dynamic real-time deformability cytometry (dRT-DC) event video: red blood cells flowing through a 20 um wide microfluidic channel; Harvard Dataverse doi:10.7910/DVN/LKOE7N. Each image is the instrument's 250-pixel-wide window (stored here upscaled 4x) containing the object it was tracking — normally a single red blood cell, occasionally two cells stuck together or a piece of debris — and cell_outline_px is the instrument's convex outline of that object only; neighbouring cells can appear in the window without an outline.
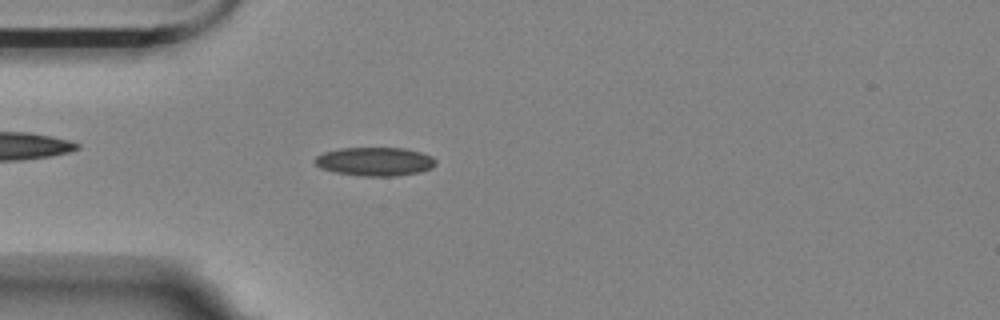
{"species": "Egyptian fruit bat (a non-hibernating species)", "species_latin": "Rousettus aegyptiacus", "temperature_condition": "room temperature", "stored_images_in_passage": 41, "camera_frame_rate_fps": 3000, "um_per_image_px": 0.085, "animal": {"sex": "female"}, "frame": {"image": 1, "passage_image": 1, "time_ms": 0.0, "image_size_px": [1000, 320], "cell_outline_px": [[436, 164], [432, 168], [420, 172], [396, 176], [364, 176], [332, 172], [320, 168], [312, 160], [316, 156], [324, 152], [340, 148], [404, 148], [420, 152], [432, 156], [436, 160]], "centroid_in_image_um": [31.85, 13.73], "position_along_channel_um": 53.1, "area_um2": 20.35}}
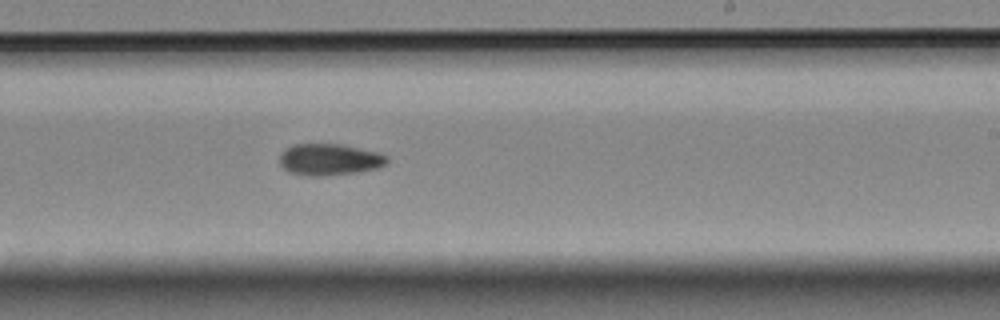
{"frame": {"image": 2, "passage_image": 19, "time_ms": 6.0, "image_size_px": [1000, 320], "cell_outline_px": [[388, 164], [376, 168], [356, 172], [324, 176], [312, 176], [288, 172], [280, 164], [280, 152], [284, 148], [292, 144], [340, 144], [376, 152], [388, 156]], "centroid_in_image_um": [27.97, 13.55], "position_along_channel_um": 261.0, "area_um2": 19.77}}
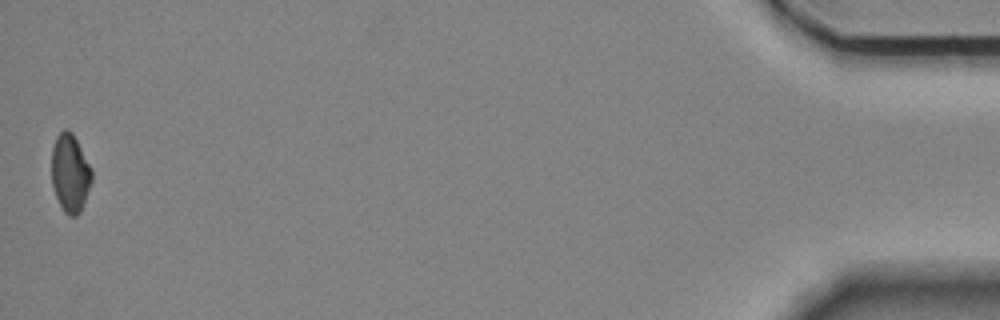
{"frame": {"image": 3, "passage_image": 41, "time_ms": 13.333, "image_size_px": [1000, 320], "cell_outline_px": [[92, 180], [84, 204], [80, 212], [76, 216], [68, 216], [64, 212], [56, 196], [52, 184], [52, 148], [56, 136], [64, 128], [68, 128], [72, 132], [92, 168]], "centroid_in_image_um": [5.97, 14.7], "position_along_channel_um": 429.2, "area_um2": 18.38}}